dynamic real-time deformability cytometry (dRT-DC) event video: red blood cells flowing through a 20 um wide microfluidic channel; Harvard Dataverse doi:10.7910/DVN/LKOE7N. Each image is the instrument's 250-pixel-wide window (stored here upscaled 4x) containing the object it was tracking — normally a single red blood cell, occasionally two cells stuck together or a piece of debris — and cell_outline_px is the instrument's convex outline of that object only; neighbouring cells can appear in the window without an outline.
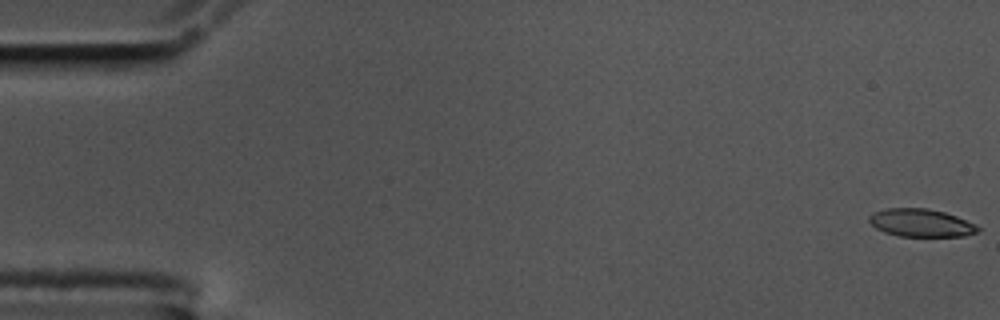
{"species": "common noctule bat (a hibernating species)", "species_latin": "Nyctalus noctula", "temperature_condition": "cold", "stored_images_in_passage": 4, "camera_frame_rate_fps": 3000, "um_per_image_px": 0.085, "animal": {"sex": "male", "body_mass_g": 17.5, "forearm_length_mm": 52.3}, "frame": {"image": 1, "passage_image": 1, "time_ms": 0.0, "image_size_px": [1000, 320], "cell_outline_px": [[980, 228], [976, 232], [964, 236], [900, 236], [884, 232], [876, 228], [868, 220], [868, 216], [872, 212], [888, 208], [928, 208], [944, 212], [956, 216], [976, 224]], "centroid_in_image_um": [78.26, 18.93], "position_along_channel_um": 6.7, "area_um2": 17.63}}